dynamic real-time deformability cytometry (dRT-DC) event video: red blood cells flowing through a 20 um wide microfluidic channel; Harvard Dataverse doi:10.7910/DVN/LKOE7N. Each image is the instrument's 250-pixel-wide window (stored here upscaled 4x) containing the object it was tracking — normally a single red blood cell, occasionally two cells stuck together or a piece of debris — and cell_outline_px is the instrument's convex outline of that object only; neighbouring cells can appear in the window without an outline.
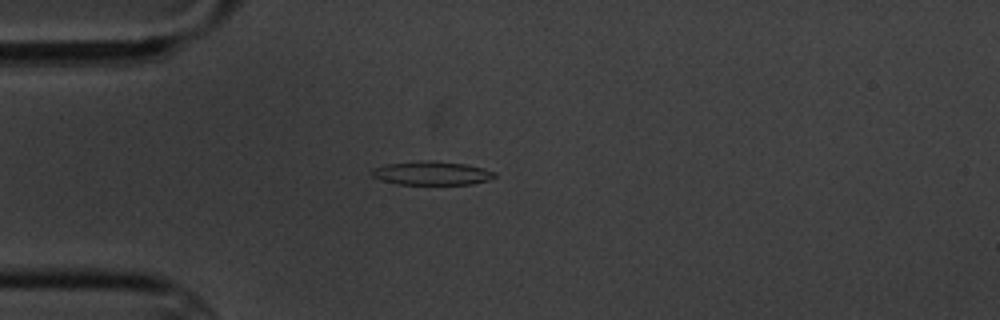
{"species": "common noctule bat (a hibernating species)", "species_latin": "Nyctalus noctula", "temperature_condition": "cold", "stored_images_in_passage": 3, "camera_frame_rate_fps": 3000, "um_per_image_px": 0.085, "animal": {"sex": "male", "body_mass_g": 20.1, "forearm_length_mm": 53.5}, "frame": {"image": 1, "passage_image": 3, "time_ms": 2.0, "image_size_px": [1000, 320], "cell_outline_px": [[496, 176], [488, 180], [472, 184], [396, 184], [372, 176], [372, 168], [384, 164], [428, 160], [432, 160], [464, 164], [484, 168], [496, 172]], "centroid_in_image_um": [36.71, 14.71], "position_along_channel_um": 48.3, "area_um2": 16.88}}